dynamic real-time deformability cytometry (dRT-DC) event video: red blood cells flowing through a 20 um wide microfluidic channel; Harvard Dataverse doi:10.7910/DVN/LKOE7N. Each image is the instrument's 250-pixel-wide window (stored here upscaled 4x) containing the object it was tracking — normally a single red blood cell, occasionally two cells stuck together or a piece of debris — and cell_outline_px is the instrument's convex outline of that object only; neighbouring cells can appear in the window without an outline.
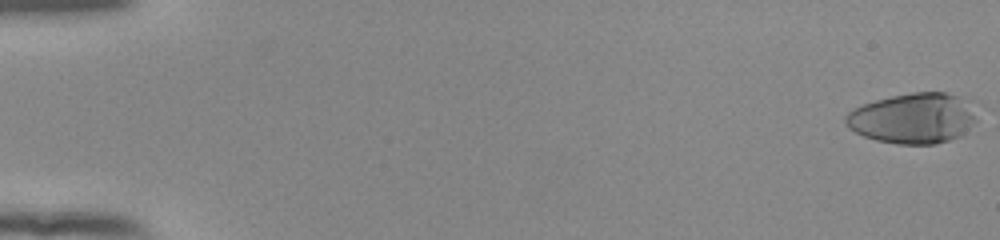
{"species": "human", "species_latin": "Homo sapiens", "temperature_condition": "room temperature", "stored_images_in_passage": 54, "camera_frame_rate_fps": 3000, "um_per_image_px": 0.085, "donor": {"sex": "female"}, "frame": {"image": 1, "passage_image": 1, "time_ms": 0.0, "image_size_px": [1000, 240], "cell_outline_px": [[976, 120], [960, 136], [936, 144], [896, 144], [876, 140], [864, 136], [848, 128], [844, 120], [844, 116], [848, 112], [864, 104], [876, 100], [892, 96], [912, 92], [944, 92], [956, 96], [976, 112]], "centroid_in_image_um": [77.56, 10.07], "position_along_channel_um": 7.4, "area_um2": 38.03}}
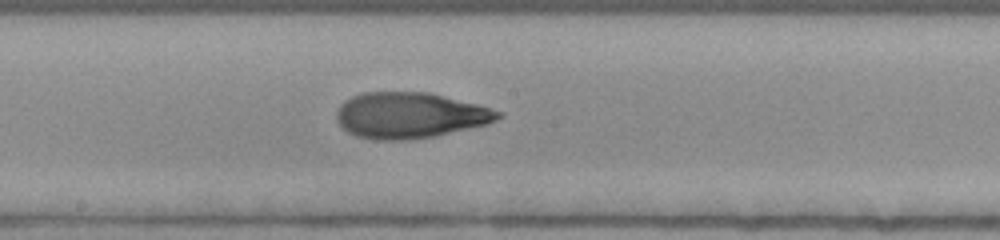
{"frame": {"image": 2, "passage_image": 31, "time_ms": 10.0, "image_size_px": [1000, 240], "cell_outline_px": [[504, 116], [488, 124], [436, 136], [404, 140], [376, 140], [356, 136], [348, 132], [336, 120], [336, 112], [340, 104], [344, 100], [352, 96], [364, 92], [428, 92], [476, 104], [504, 112]], "centroid_in_image_um": [34.84, 9.8], "position_along_channel_um": 213.4, "area_um2": 43.29}}
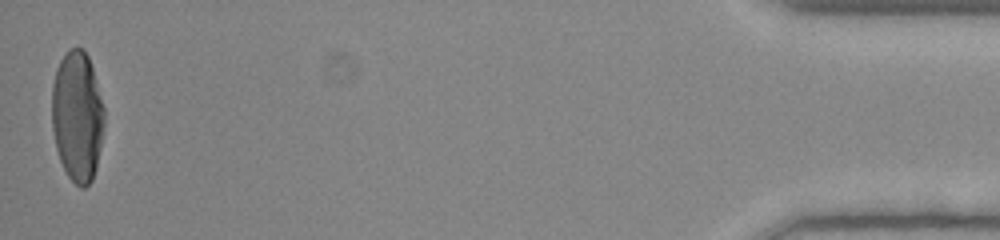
{"frame": {"image": 3, "passage_image": 54, "time_ms": 17.667, "image_size_px": [1000, 240], "cell_outline_px": [[104, 124], [100, 148], [96, 168], [92, 180], [84, 188], [80, 188], [68, 176], [60, 160], [56, 148], [52, 128], [52, 84], [56, 68], [60, 60], [72, 48], [84, 48], [88, 56], [92, 68], [104, 108]], "centroid_in_image_um": [6.56, 9.89], "position_along_channel_um": 428.6, "area_um2": 39.71}, "authors_computed_cell_mechanics": {"area_um2": 40.6912, "velocity_mm_per_s": 3.9223, "shape_relaxation_time_tau1_ms": 5.4755, "shape_relaxation_time_tau2_ms": 1.7453, "deformation_change_tau1": 0.2558, "deformation_change_tau2": 0.0798}}